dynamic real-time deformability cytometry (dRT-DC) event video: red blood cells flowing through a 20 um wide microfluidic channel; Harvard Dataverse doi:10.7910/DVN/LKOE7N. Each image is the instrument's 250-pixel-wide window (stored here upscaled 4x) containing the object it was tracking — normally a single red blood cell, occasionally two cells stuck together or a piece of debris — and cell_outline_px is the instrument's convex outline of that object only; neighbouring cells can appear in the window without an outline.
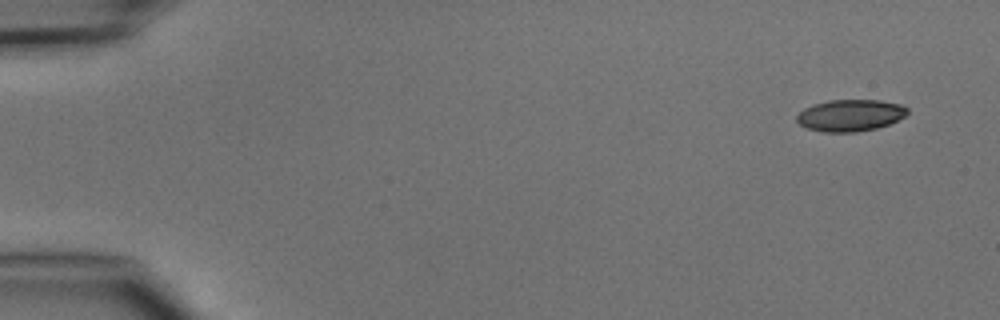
{"species": "common noctule bat (a hibernating species)", "species_latin": "Nyctalus noctula", "temperature_condition": "cold", "stored_images_in_passage": 4, "camera_frame_rate_fps": 3000, "um_per_image_px": 0.085, "animal": {"sex": "male", "body_mass_g": 15.6}, "frame": {"image": 1, "passage_image": 1, "time_ms": 0.0, "image_size_px": [1000, 320], "cell_outline_px": [[908, 112], [904, 116], [888, 124], [876, 128], [856, 132], [824, 132], [808, 128], [800, 124], [796, 120], [796, 116], [804, 108], [812, 104], [828, 100], [880, 100], [900, 104], [908, 108]], "centroid_in_image_um": [72.25, 9.79], "position_along_channel_um": 12.7, "area_um2": 20.4}}
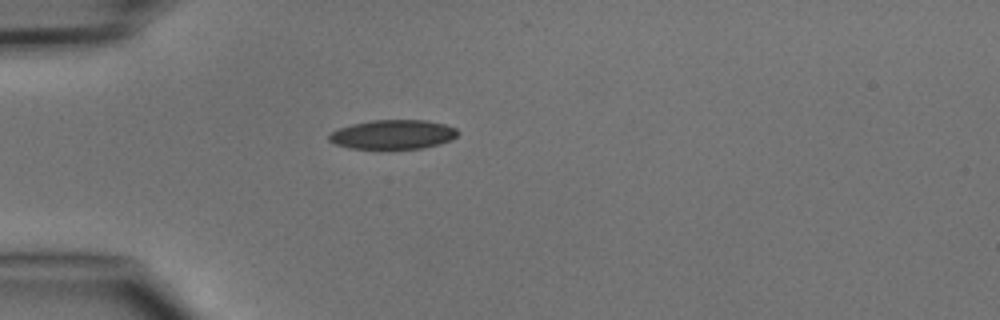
{"frame": {"image": 2, "passage_image": 4, "time_ms": 3.667, "image_size_px": [1000, 320], "cell_outline_px": [[460, 132], [452, 140], [440, 144], [424, 148], [380, 152], [348, 148], [336, 144], [328, 140], [328, 136], [332, 132], [340, 128], [352, 124], [372, 120], [428, 120], [444, 124], [456, 128]], "centroid_in_image_um": [33.4, 11.48], "position_along_channel_um": 51.6, "area_um2": 23.0}}